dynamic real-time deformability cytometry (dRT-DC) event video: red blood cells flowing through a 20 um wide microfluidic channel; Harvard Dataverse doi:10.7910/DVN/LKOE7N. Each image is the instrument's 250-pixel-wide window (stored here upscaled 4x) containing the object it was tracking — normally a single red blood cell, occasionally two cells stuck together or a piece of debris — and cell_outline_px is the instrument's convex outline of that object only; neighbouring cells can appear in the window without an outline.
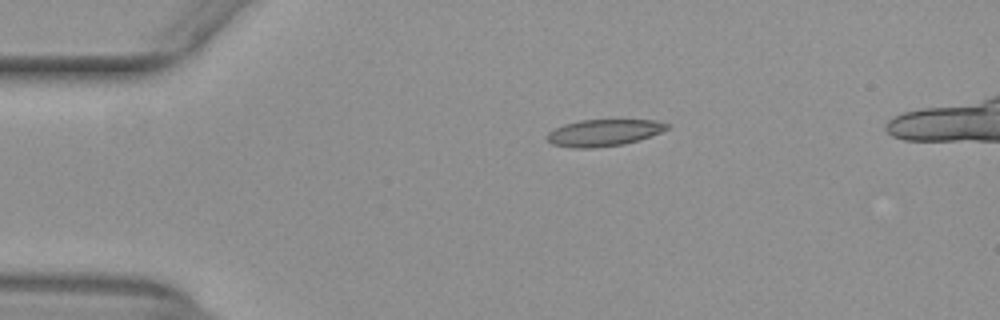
{"species": "common noctule bat (a hibernating species)", "species_latin": "Nyctalus noctula", "temperature_condition": "warm", "stored_images_in_passage": 41, "camera_frame_rate_fps": 3000, "um_per_image_px": 0.085, "animal": {"sex": "female", "body_mass_g": 29.2, "forearm_length_mm": 56.3}, "frame": {"image": 1, "passage_image": 1, "time_ms": 0.0, "image_size_px": [1000, 320], "cell_outline_px": [[668, 128], [660, 132], [624, 144], [592, 148], [572, 148], [552, 144], [544, 136], [548, 132], [564, 124], [580, 120], [656, 120], [668, 124]], "centroid_in_image_um": [51.25, 11.28], "position_along_channel_um": 33.7, "area_um2": 18.5}}
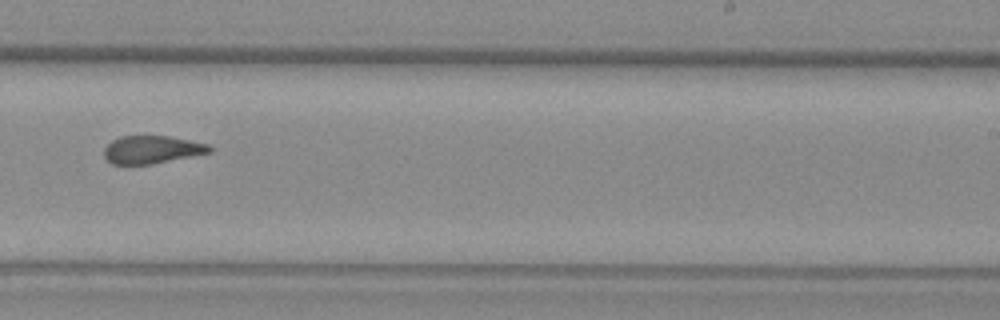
{"frame": {"image": 2, "passage_image": 23, "time_ms": 7.333, "image_size_px": [1000, 320], "cell_outline_px": [[212, 152], [152, 164], [112, 164], [104, 156], [104, 148], [112, 140], [120, 136], [168, 136], [208, 144], [212, 148]], "centroid_in_image_um": [12.9, 12.71], "position_along_channel_um": 276.1, "area_um2": 16.99}}
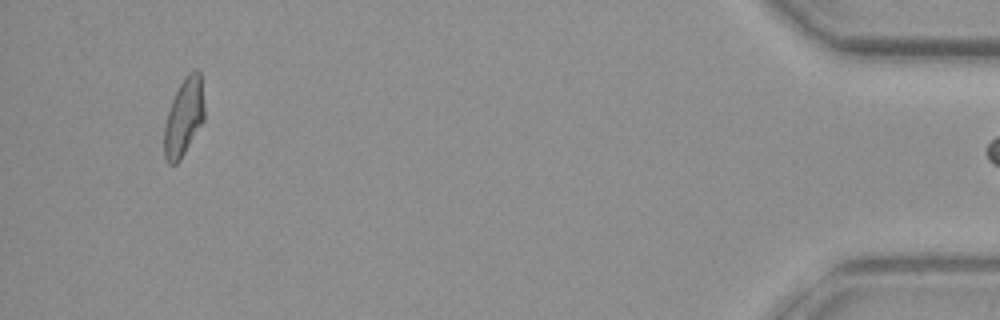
{"frame": {"image": 3, "passage_image": 40, "time_ms": 13.0, "image_size_px": [1000, 320], "cell_outline_px": [[204, 120], [180, 160], [176, 164], [168, 164], [164, 156], [164, 128], [168, 112], [172, 100], [184, 76], [188, 72], [196, 68], [200, 72], [204, 104]], "centroid_in_image_um": [15.63, 9.95], "position_along_channel_um": 419.6, "area_um2": 18.15}}